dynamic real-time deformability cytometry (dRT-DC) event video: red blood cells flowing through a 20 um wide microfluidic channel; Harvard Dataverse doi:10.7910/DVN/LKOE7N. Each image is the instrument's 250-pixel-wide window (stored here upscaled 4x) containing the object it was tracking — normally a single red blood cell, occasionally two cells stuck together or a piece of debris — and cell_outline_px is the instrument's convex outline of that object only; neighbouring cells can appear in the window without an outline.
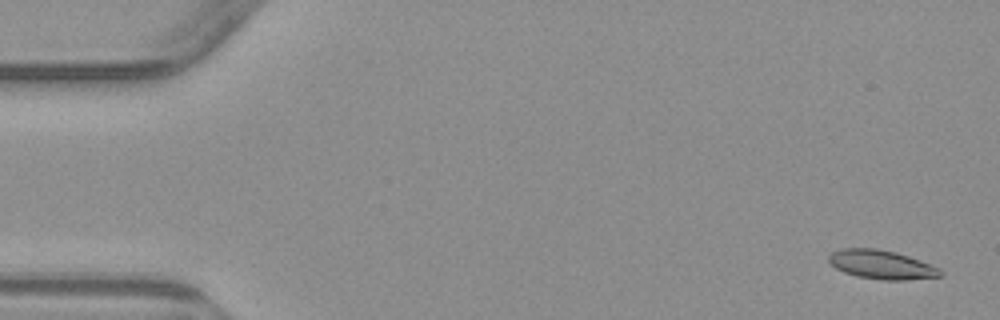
{"species": "common noctule bat (a hibernating species)", "species_latin": "Nyctalus noctula", "temperature_condition": "warm", "stored_images_in_passage": 5, "camera_frame_rate_fps": 3000, "um_per_image_px": 0.085, "animal": {"sex": "male", "body_mass_g": 23.1, "forearm_length_mm": 52.7}, "frame": {"image": 1, "passage_image": 1, "time_ms": 0.0, "image_size_px": [1000, 320], "cell_outline_px": [[940, 276], [904, 280], [884, 280], [856, 276], [844, 272], [836, 268], [828, 260], [828, 256], [832, 252], [840, 248], [876, 248], [896, 252], [920, 260], [940, 268]], "centroid_in_image_um": [74.89, 22.48], "position_along_channel_um": 10.1, "area_um2": 18.67}}